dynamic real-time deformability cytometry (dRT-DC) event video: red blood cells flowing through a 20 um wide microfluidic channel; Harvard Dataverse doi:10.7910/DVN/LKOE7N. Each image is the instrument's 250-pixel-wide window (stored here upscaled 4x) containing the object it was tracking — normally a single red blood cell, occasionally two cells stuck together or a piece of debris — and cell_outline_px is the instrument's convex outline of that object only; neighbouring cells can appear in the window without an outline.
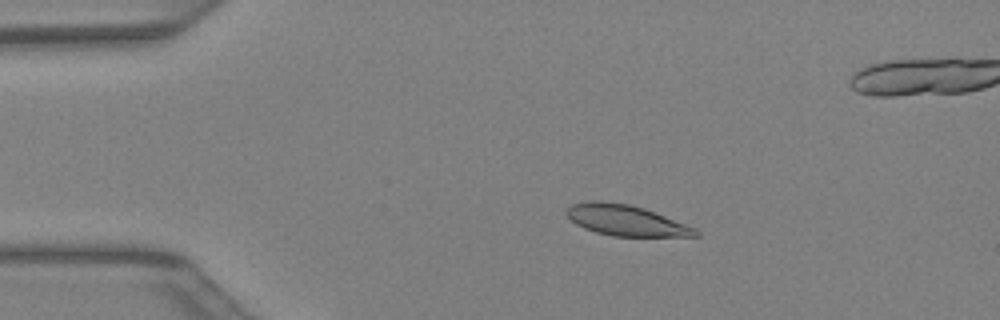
{"species": "Egyptian fruit bat (a non-hibernating species)", "species_latin": "Rousettus aegyptiacus", "temperature_condition": "warm", "stored_images_in_passage": 44, "camera_frame_rate_fps": 3000, "um_per_image_px": 0.085, "animal": {"sex": "female"}, "frame": {"image": 1, "passage_image": 9, "time_ms": 2.667, "image_size_px": [1000, 320], "cell_outline_px": [[700, 236], [612, 236], [596, 232], [584, 228], [576, 224], [564, 212], [564, 208], [572, 204], [592, 200], [600, 200], [628, 204], [644, 208], [696, 228], [700, 232]], "centroid_in_image_um": [53.17, 18.72], "position_along_channel_um": 31.8, "area_um2": 23.12}}
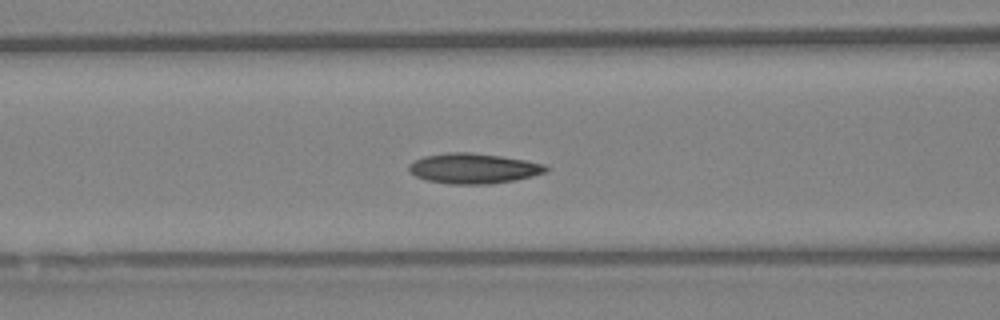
{"frame": {"image": 2, "passage_image": 18, "time_ms": 5.667, "image_size_px": [1000, 320], "cell_outline_px": [[548, 168], [544, 172], [532, 176], [516, 180], [488, 184], [448, 184], [424, 180], [408, 172], [408, 164], [424, 156], [448, 152], [472, 152], [500, 156], [524, 160], [544, 164]], "centroid_in_image_um": [40.19, 14.32], "position_along_channel_um": 126.4, "area_um2": 24.16}}
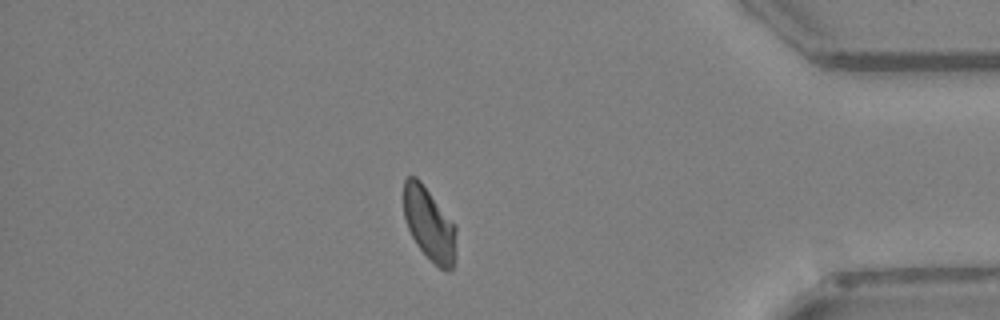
{"frame": {"image": 3, "passage_image": 37, "time_ms": 12.0, "image_size_px": [1000, 320], "cell_outline_px": [[456, 256], [452, 268], [440, 268], [416, 244], [408, 228], [404, 216], [404, 180], [408, 176], [416, 176], [420, 180], [456, 228]], "centroid_in_image_um": [36.47, 19.03], "position_along_channel_um": 398.7, "area_um2": 21.73}}